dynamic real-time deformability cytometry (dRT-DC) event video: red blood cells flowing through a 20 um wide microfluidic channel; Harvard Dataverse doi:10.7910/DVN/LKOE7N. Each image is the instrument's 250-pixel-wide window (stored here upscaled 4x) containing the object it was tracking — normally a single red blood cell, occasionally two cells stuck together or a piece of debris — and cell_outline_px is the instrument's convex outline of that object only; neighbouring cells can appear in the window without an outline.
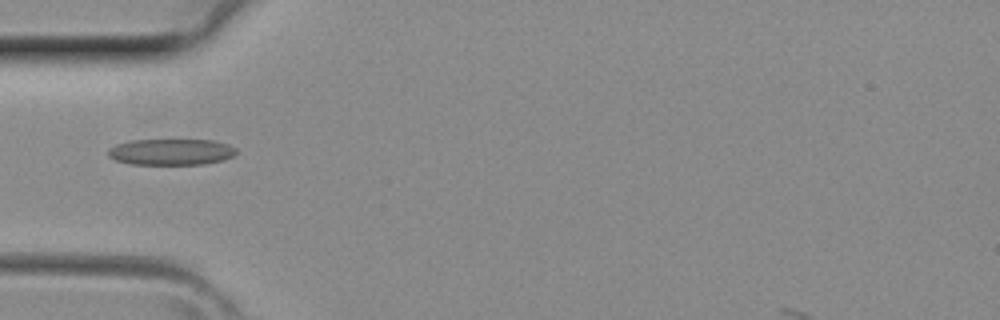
{"species": "common noctule bat (a hibernating species)", "species_latin": "Nyctalus noctula", "temperature_condition": "room temperature", "stored_images_in_passage": 2, "camera_frame_rate_fps": 3000, "um_per_image_px": 0.085, "animal": {"sex": "female", "body_mass_g": 29.2, "forearm_length_mm": 56.3}, "frame": {"image": 1, "passage_image": 2, "time_ms": 0.333, "image_size_px": [1000, 320], "cell_outline_px": [[236, 152], [232, 156], [224, 160], [204, 164], [132, 164], [116, 160], [108, 156], [108, 148], [116, 144], [132, 140], [212, 140], [228, 144], [236, 148]], "centroid_in_image_um": [14.54, 12.91], "position_along_channel_um": 70.5, "area_um2": 19.54}}